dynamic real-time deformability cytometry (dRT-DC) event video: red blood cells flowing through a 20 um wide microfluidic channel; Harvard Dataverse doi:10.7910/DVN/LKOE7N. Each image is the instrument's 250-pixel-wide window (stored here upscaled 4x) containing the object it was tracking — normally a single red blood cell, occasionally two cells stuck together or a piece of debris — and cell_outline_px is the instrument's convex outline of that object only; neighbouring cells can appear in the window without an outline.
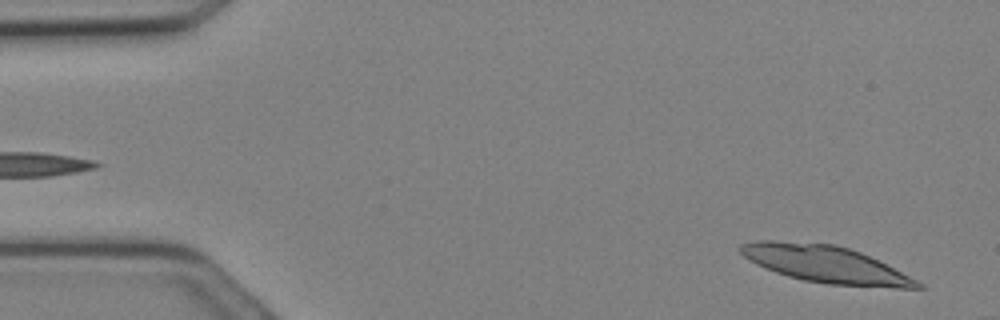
{"species": "Egyptian fruit bat (a non-hibernating species)", "species_latin": "Rousettus aegyptiacus", "temperature_condition": "cold", "stored_images_in_passage": 8, "camera_frame_rate_fps": 3000, "um_per_image_px": 0.085, "animal": {"sex": "female"}, "frame": {"image": 1, "passage_image": 1, "time_ms": 0.0, "image_size_px": [1000, 320], "cell_outline_px": [[924, 288], [896, 288], [828, 284], [804, 280], [788, 276], [764, 268], [748, 260], [740, 252], [740, 244], [756, 240], [772, 240], [836, 244], [860, 252], [924, 284]], "centroid_in_image_um": [70.11, 22.45], "position_along_channel_um": 14.9, "area_um2": 37.74}}